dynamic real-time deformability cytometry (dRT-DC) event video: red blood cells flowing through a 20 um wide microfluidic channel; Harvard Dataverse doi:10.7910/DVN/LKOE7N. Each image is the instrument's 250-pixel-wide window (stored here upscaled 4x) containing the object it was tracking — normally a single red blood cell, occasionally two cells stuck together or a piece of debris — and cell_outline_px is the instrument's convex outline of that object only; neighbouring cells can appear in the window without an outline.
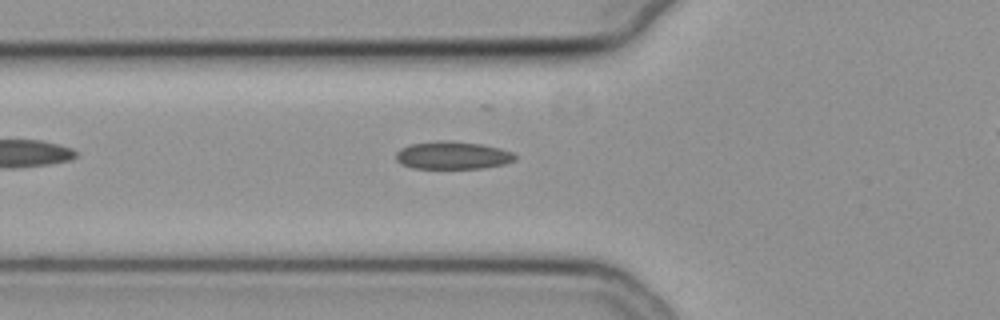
{"species": "common noctule bat (a hibernating species)", "species_latin": "Nyctalus noctula", "temperature_condition": "cold", "stored_images_in_passage": 37, "camera_frame_rate_fps": 3000, "um_per_image_px": 0.085, "animal": {"sex": "female", "body_mass_g": 19.3, "forearm_length_mm": 54.1}, "frame": {"image": 1, "passage_image": 8, "time_ms": 2.333, "image_size_px": [1000, 320], "cell_outline_px": [[516, 160], [504, 164], [484, 168], [412, 168], [400, 164], [396, 160], [396, 152], [400, 148], [412, 144], [440, 140], [448, 140], [480, 144], [500, 148], [512, 152], [516, 156]], "centroid_in_image_um": [38.46, 13.2], "position_along_channel_um": 87.3, "area_um2": 19.31}}
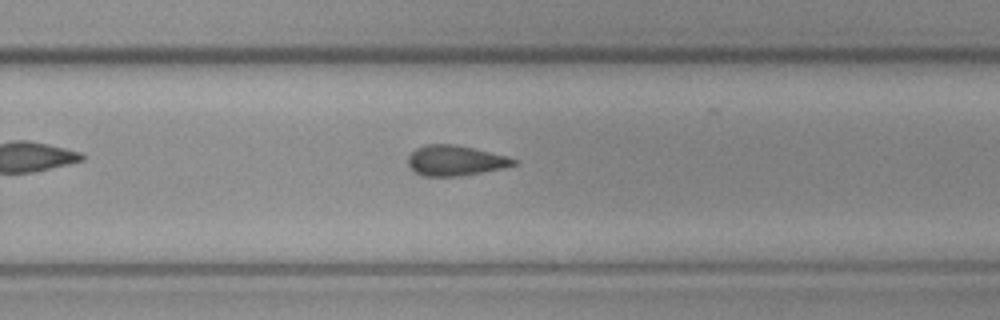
{"frame": {"image": 2, "passage_image": 24, "time_ms": 7.667, "image_size_px": [1000, 320], "cell_outline_px": [[516, 164], [504, 168], [460, 176], [420, 176], [408, 164], [408, 156], [416, 148], [428, 144], [456, 144], [508, 156], [516, 160]], "centroid_in_image_um": [38.7, 13.64], "position_along_channel_um": 291.1, "area_um2": 18.61}}
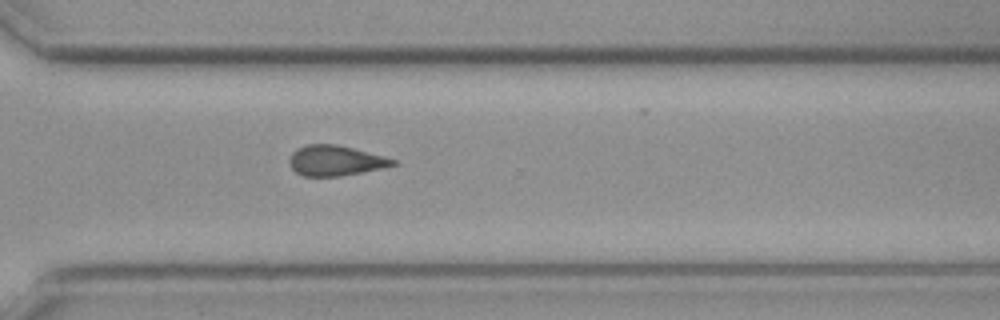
{"frame": {"image": 3, "passage_image": 28, "time_ms": 9.0, "image_size_px": [1000, 320], "cell_outline_px": [[396, 164], [380, 168], [340, 176], [304, 176], [296, 172], [288, 164], [288, 160], [292, 152], [296, 148], [308, 144], [336, 144], [384, 156], [396, 160]], "centroid_in_image_um": [28.45, 13.64], "position_along_channel_um": 342.2, "area_um2": 18.09}}